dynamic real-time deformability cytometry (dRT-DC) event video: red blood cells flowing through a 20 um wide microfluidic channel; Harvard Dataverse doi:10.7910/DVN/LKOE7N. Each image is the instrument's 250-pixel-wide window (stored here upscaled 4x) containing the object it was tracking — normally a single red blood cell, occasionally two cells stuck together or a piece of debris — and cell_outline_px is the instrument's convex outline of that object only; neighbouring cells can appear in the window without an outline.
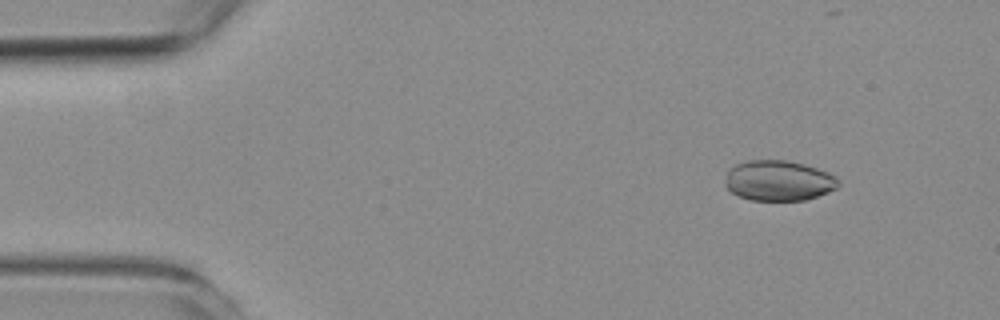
{"species": "common noctule bat (a hibernating species)", "species_latin": "Nyctalus noctula", "temperature_condition": "room temperature", "stored_images_in_passage": 43, "camera_frame_rate_fps": 3000, "um_per_image_px": 0.085, "animal": {"sex": "female", "body_mass_g": 19.3, "forearm_length_mm": 54.1}, "frame": {"image": 1, "passage_image": 6, "time_ms": 1.667, "image_size_px": [1000, 320], "cell_outline_px": [[840, 184], [836, 188], [828, 192], [804, 200], [752, 200], [740, 196], [732, 192], [724, 184], [728, 168], [736, 164], [748, 160], [788, 160], [804, 164], [828, 172], [836, 176], [840, 180]], "centroid_in_image_um": [66.18, 15.34], "position_along_channel_um": 18.8, "area_um2": 26.7}}
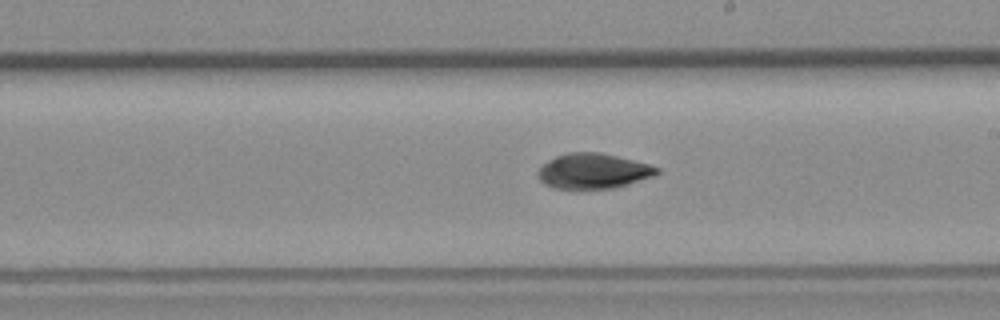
{"frame": {"image": 2, "passage_image": 31, "time_ms": 10.0, "image_size_px": [1000, 320], "cell_outline_px": [[660, 172], [652, 176], [628, 184], [612, 188], [552, 188], [544, 184], [540, 180], [536, 172], [548, 160], [556, 156], [568, 152], [600, 152], [648, 164], [660, 168]], "centroid_in_image_um": [50.39, 14.53], "position_along_channel_um": 238.6, "area_um2": 24.16}}
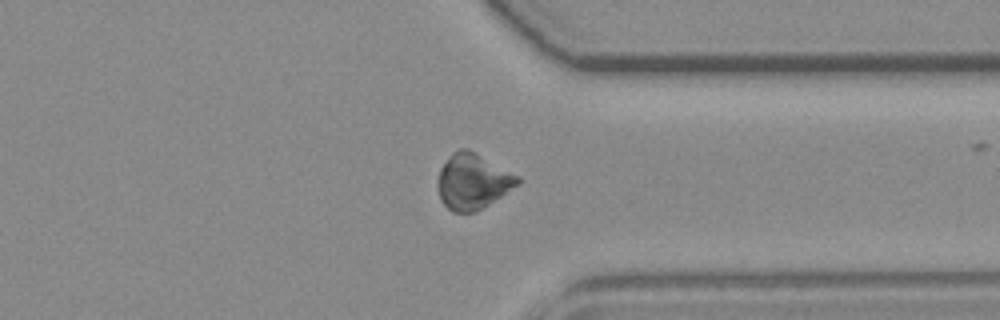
{"frame": {"image": 3, "passage_image": 42, "time_ms": 13.667, "image_size_px": [1000, 320], "cell_outline_px": [[520, 184], [476, 212], [452, 212], [440, 200], [436, 184], [436, 180], [440, 168], [452, 152], [460, 148], [468, 148], [520, 176]], "centroid_in_image_um": [40.17, 15.41], "position_along_channel_um": 371.2, "area_um2": 26.13}}